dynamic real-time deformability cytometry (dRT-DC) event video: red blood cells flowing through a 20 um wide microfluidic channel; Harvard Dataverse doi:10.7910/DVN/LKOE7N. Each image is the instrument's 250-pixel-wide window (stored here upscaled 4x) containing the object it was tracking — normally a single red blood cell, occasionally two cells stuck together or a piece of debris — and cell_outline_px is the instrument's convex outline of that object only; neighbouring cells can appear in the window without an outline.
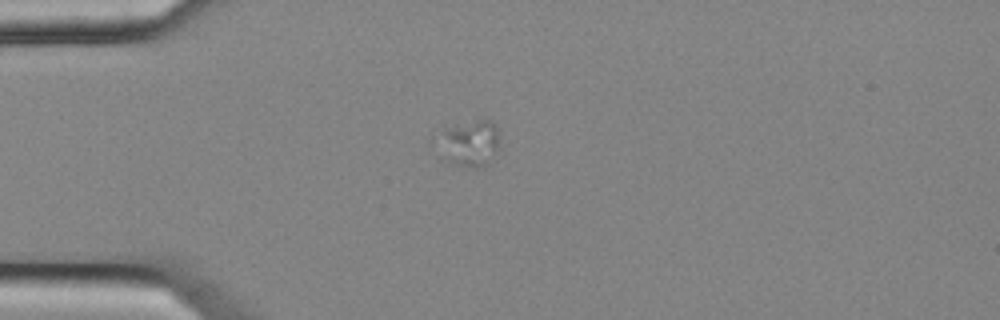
{"species": "common noctule bat (a hibernating species)", "species_latin": "Nyctalus noctula", "temperature_condition": "cold", "stored_images_in_passage": 50, "camera_frame_rate_fps": 3000, "um_per_image_px": 0.085, "animal": {"sex": "female", "body_mass_g": 25.1}, "frame": {"image": 1, "passage_image": 9, "time_ms": 2.667, "image_size_px": [1000, 320], "cell_outline_px": [[500, 148], [484, 168], [476, 168], [456, 164], [440, 156], [444, 128], [484, 116], [492, 120], [496, 124], [500, 136]], "centroid_in_image_um": [40.05, 12.13], "position_along_channel_um": 44.9, "area_um2": 16.99}}
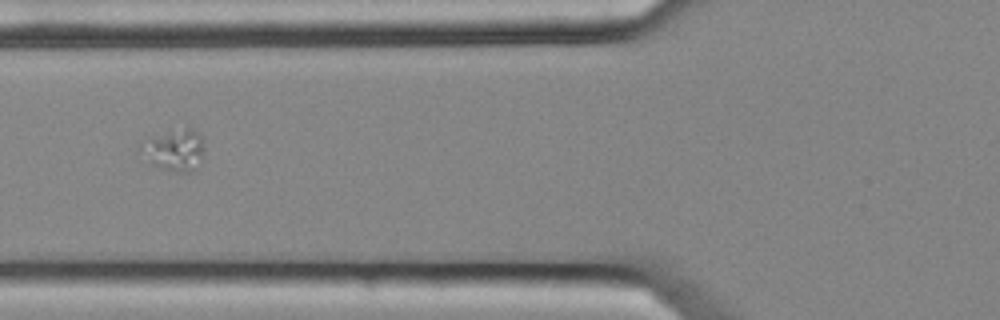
{"frame": {"image": 2, "passage_image": 16, "time_ms": 5.0, "image_size_px": [1000, 320], "cell_outline_px": [[204, 148], [196, 168], [192, 172], [176, 172], [148, 164], [136, 152], [140, 148], [152, 140], [184, 128], [192, 128], [200, 132], [204, 144]], "centroid_in_image_um": [14.85, 12.82], "position_along_channel_um": 110.9, "area_um2": 14.91}}